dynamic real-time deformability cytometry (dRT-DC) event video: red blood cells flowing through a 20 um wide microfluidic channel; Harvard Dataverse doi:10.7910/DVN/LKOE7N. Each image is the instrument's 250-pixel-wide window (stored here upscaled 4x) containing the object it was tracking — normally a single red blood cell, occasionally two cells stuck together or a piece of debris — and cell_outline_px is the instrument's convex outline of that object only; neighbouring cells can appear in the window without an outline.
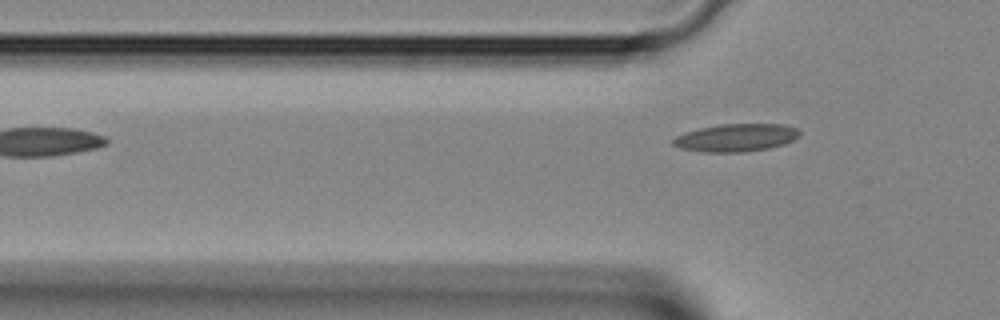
{"species": "Egyptian fruit bat (a non-hibernating species)", "species_latin": "Rousettus aegyptiacus", "temperature_condition": "room temperature", "stored_images_in_passage": 2, "camera_frame_rate_fps": 3000, "um_per_image_px": 0.085, "animal": {"sex": "female"}, "frame": {"image": 1, "passage_image": 2, "time_ms": 0.333, "image_size_px": [1000, 320], "cell_outline_px": [[800, 136], [784, 144], [768, 148], [744, 152], [704, 152], [680, 148], [672, 144], [672, 140], [676, 136], [684, 132], [700, 128], [720, 124], [784, 124], [796, 128], [800, 132]], "centroid_in_image_um": [62.55, 11.7], "position_along_channel_um": 63.2, "area_um2": 20.46}}